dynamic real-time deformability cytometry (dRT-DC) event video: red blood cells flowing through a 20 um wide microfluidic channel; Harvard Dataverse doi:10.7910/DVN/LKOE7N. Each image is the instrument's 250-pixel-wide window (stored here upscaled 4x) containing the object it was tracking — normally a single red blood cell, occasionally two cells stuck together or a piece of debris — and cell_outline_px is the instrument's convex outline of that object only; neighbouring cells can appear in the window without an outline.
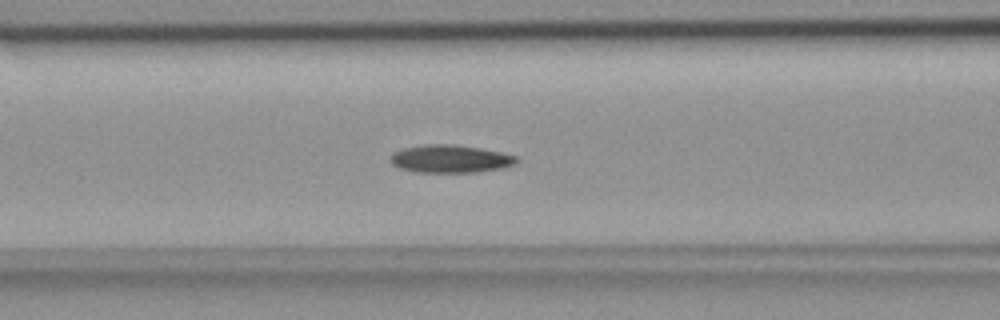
{"species": "common noctule bat (a hibernating species)", "species_latin": "Nyctalus noctula", "temperature_condition": "room temperature", "stored_images_in_passage": 36, "camera_frame_rate_fps": 3000, "um_per_image_px": 0.085, "animal": {"sex": "female", "body_mass_g": 18.4}, "frame": {"image": 1, "passage_image": 15, "time_ms": 4.667, "image_size_px": [1000, 320], "cell_outline_px": [[520, 160], [512, 164], [500, 168], [472, 172], [416, 172], [400, 168], [392, 164], [388, 160], [392, 152], [400, 148], [424, 144], [452, 144], [480, 148], [500, 152], [516, 156]], "centroid_in_image_um": [38.18, 13.49], "position_along_channel_um": 128.4, "area_um2": 20.46}}
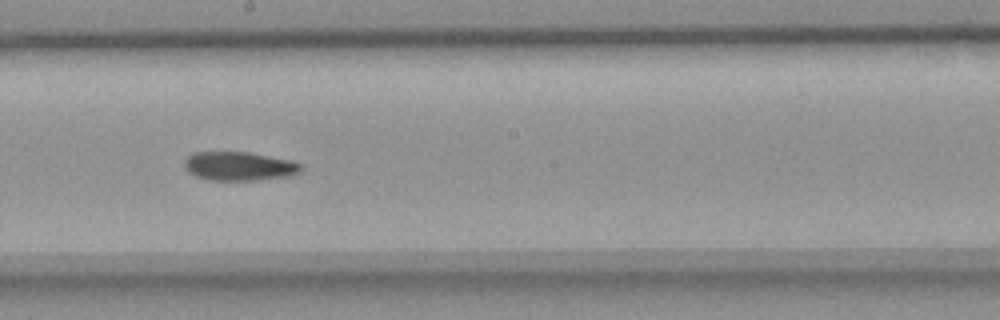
{"frame": {"image": 2, "passage_image": 23, "time_ms": 7.333, "image_size_px": [1000, 320], "cell_outline_px": [[304, 168], [300, 172], [292, 176], [256, 180], [208, 180], [196, 176], [188, 172], [184, 168], [184, 160], [192, 152], [248, 152], [292, 160], [300, 164]], "centroid_in_image_um": [20.34, 14.13], "position_along_channel_um": 227.9, "area_um2": 19.83}}
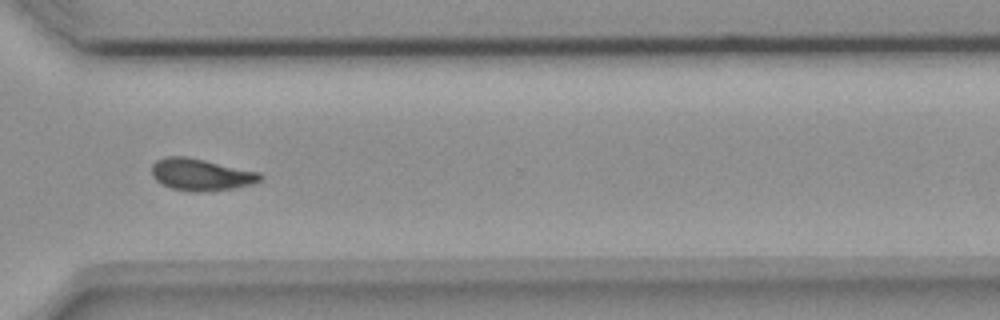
{"frame": {"image": 3, "passage_image": 33, "time_ms": 10.667, "image_size_px": [1000, 320], "cell_outline_px": [[264, 176], [260, 180], [252, 184], [232, 188], [204, 192], [192, 192], [172, 188], [160, 184], [152, 176], [152, 164], [156, 160], [164, 156], [184, 156], [204, 160], [260, 172]], "centroid_in_image_um": [17.05, 14.84], "position_along_channel_um": 353.5, "area_um2": 20.23}, "authors_computed_cell_mechanics": {"area_um2": 20.1722, "velocity_mm_per_s": 3.7503, "shape_relaxation_time_tau1_ms": 8.7148, "shape_relaxation_time_tau2_ms": 7.3818, "deformation_change_tau1": 0.1974, "deformation_change_tau2": 0.1414}}